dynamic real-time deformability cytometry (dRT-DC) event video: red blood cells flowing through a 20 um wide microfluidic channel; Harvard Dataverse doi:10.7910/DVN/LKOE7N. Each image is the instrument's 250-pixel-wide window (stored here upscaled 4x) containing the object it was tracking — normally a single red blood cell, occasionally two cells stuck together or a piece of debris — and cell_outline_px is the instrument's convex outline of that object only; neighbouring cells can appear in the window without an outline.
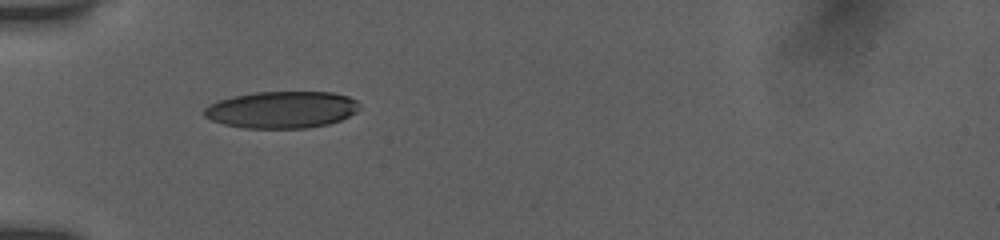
{"species": "human", "species_latin": "Homo sapiens", "temperature_condition": "room temperature", "stored_images_in_passage": 36, "camera_frame_rate_fps": 3000, "um_per_image_px": 0.085, "donor": {"sex": "female"}, "frame": {"image": 1, "passage_image": 1, "time_ms": 0.0, "image_size_px": [1000, 240], "cell_outline_px": [[360, 108], [356, 112], [340, 120], [328, 124], [308, 128], [244, 128], [224, 124], [212, 120], [204, 116], [204, 108], [220, 100], [232, 96], [256, 92], [332, 92], [348, 96], [356, 100], [360, 104]], "centroid_in_image_um": [23.98, 9.32], "position_along_channel_um": 61.0, "area_um2": 33.35}}
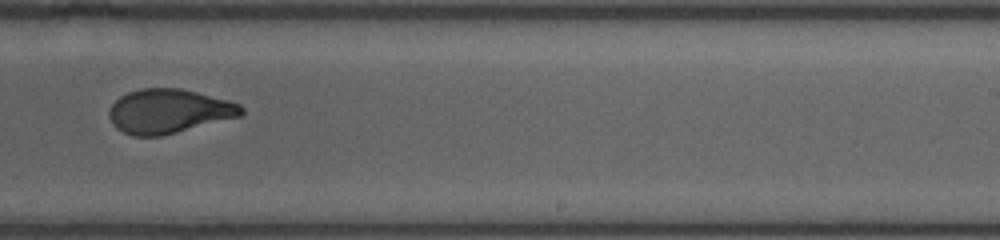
{"frame": {"image": 2, "passage_image": 18, "time_ms": 5.667, "image_size_px": [1000, 240], "cell_outline_px": [[244, 116], [160, 136], [132, 136], [116, 128], [112, 124], [108, 116], [108, 112], [112, 104], [120, 96], [128, 92], [140, 88], [180, 88], [228, 100], [240, 104], [244, 108]], "centroid_in_image_um": [14.36, 9.45], "position_along_channel_um": 274.6, "area_um2": 34.28}}
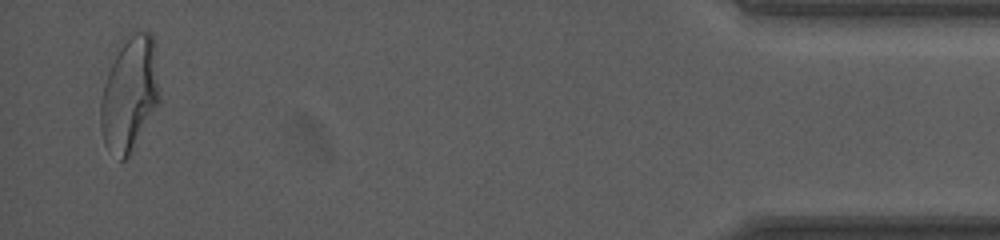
{"frame": {"image": 3, "passage_image": 35, "time_ms": 11.333, "image_size_px": [1000, 240], "cell_outline_px": [[160, 104], [128, 156], [124, 160], [120, 160], [104, 144], [100, 128], [100, 104], [104, 84], [108, 72], [120, 40], [136, 32], [152, 32], [160, 96]], "centroid_in_image_um": [11.01, 7.98], "position_along_channel_um": 424.2, "area_um2": 39.36}, "authors_computed_cell_mechanics": {"area_um2": 34.7956, "velocity_mm_per_s": 3.9045, "shape_relaxation_time_tau1_ms": 4.4025, "shape_relaxation_time_tau2_ms": 0.9274, "deformation_change_tau1": 0.176, "deformation_change_tau2": 0.065}}